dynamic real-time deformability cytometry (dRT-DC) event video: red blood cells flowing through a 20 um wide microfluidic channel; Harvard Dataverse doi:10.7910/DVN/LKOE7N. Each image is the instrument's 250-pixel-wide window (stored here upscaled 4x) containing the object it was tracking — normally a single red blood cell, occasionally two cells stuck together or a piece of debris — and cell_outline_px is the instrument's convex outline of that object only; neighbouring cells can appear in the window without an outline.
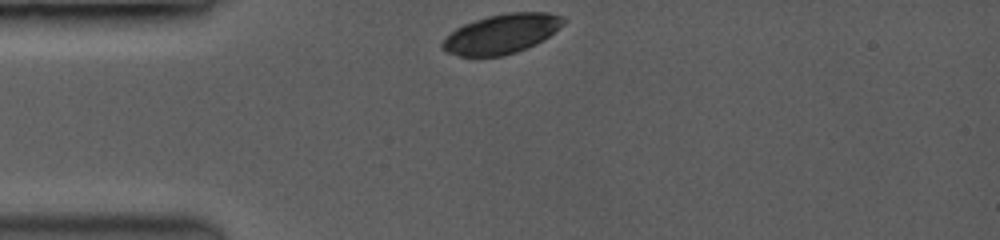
{"species": "common noctule bat (a hibernating species)", "species_latin": "Nyctalus noctula", "temperature_condition": "room temperature", "stored_images_in_passage": 16, "camera_frame_rate_fps": 3500, "um_per_image_px": 0.085, "animal": {"sex": "female", "body_mass_g": 19.0, "forearm_length_mm": 53.3}, "frame": {"image": 1, "passage_image": 1, "time_ms": 0.0, "image_size_px": [1000, 240], "cell_outline_px": [[568, 20], [548, 36], [516, 52], [500, 56], [460, 56], [448, 52], [440, 48], [440, 44], [456, 28], [464, 24], [488, 16], [508, 12], [548, 12], [564, 16]], "centroid_in_image_um": [42.63, 2.86], "position_along_channel_um": 42.4, "area_um2": 27.46}}
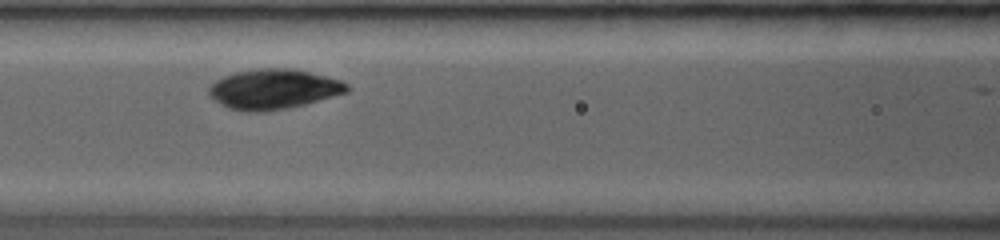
{"frame": {"image": 2, "passage_image": 12, "time_ms": 3.143, "image_size_px": [1000, 240], "cell_outline_px": [[348, 92], [304, 104], [284, 108], [232, 108], [216, 100], [208, 92], [208, 88], [216, 80], [232, 72], [256, 68], [292, 68], [340, 80], [348, 84]], "centroid_in_image_um": [23.29, 7.5], "position_along_channel_um": 143.3, "area_um2": 30.75}}
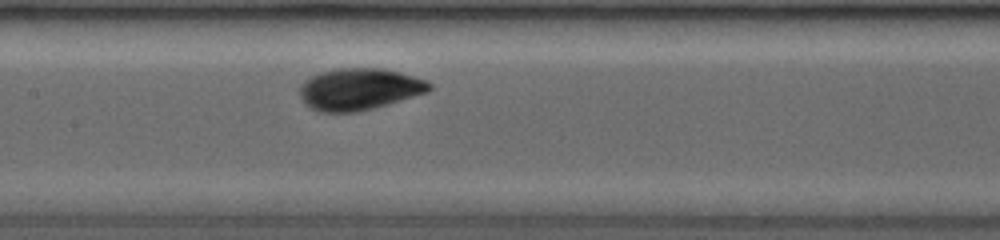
{"frame": {"image": 3, "passage_image": 15, "time_ms": 4.0, "image_size_px": [1000, 240], "cell_outline_px": [[432, 88], [424, 92], [372, 108], [352, 112], [324, 112], [312, 108], [304, 100], [300, 92], [300, 84], [304, 80], [320, 72], [336, 68], [380, 68], [400, 72], [424, 80], [432, 84]], "centroid_in_image_um": [30.5, 7.55], "position_along_channel_um": 176.9, "area_um2": 30.75}}